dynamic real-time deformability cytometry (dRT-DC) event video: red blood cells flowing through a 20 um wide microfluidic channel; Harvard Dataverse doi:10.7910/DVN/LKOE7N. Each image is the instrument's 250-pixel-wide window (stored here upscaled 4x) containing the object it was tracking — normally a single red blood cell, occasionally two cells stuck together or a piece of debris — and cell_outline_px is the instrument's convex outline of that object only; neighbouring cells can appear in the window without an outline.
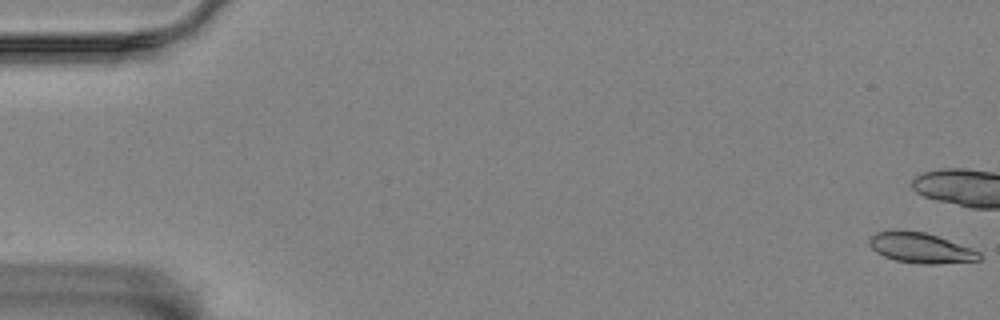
{"species": "Egyptian fruit bat (a non-hibernating species)", "species_latin": "Rousettus aegyptiacus", "temperature_condition": "room temperature", "stored_images_in_passage": 8, "camera_frame_rate_fps": 3000, "um_per_image_px": 0.085, "animal": {"sex": "female"}, "frame": {"image": 1, "passage_image": 1, "time_ms": 0.0, "image_size_px": [1000, 320], "cell_outline_px": [[984, 256], [980, 260], [936, 264], [920, 264], [896, 260], [884, 256], [876, 252], [872, 248], [868, 240], [876, 232], [924, 232], [972, 248], [980, 252]], "centroid_in_image_um": [78.32, 21.11], "position_along_channel_um": 6.7, "area_um2": 18.9}}